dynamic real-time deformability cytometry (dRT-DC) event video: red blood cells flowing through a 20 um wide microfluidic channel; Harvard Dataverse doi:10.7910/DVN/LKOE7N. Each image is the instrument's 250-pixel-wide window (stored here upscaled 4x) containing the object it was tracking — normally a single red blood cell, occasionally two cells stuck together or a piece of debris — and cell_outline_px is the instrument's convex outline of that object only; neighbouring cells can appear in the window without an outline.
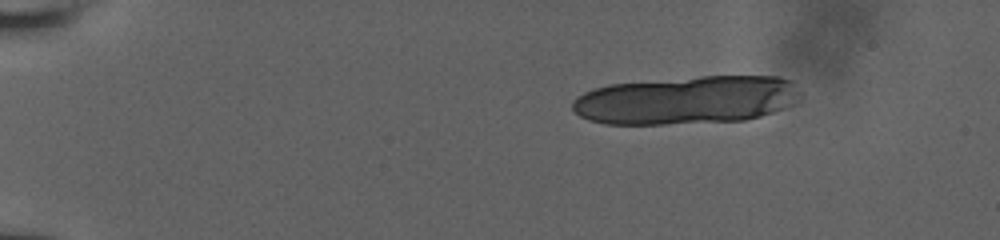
{"species": "human", "species_latin": "Homo sapiens", "temperature_condition": "room temperature", "stored_images_in_passage": 8, "camera_frame_rate_fps": 3000, "um_per_image_px": 0.085, "donor": {"sex": "male"}, "frame": {"image": 1, "passage_image": 1, "time_ms": 0.0, "image_size_px": [1000, 240], "cell_outline_px": [[792, 80], [780, 108], [772, 112], [760, 116], [744, 120], [664, 124], [604, 124], [588, 120], [580, 116], [572, 108], [572, 100], [576, 96], [584, 92], [608, 84], [700, 76], [776, 76]], "centroid_in_image_um": [58.06, 8.51], "position_along_channel_um": 26.9, "area_um2": 62.25}}